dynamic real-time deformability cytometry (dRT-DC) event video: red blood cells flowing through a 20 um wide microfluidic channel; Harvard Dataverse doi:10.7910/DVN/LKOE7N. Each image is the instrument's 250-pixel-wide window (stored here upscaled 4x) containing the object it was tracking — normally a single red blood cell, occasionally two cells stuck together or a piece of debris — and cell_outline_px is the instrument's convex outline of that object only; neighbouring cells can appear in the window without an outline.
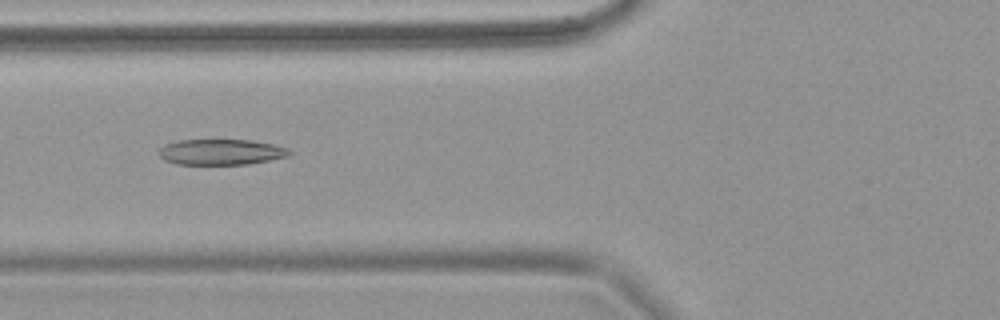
{"species": "common noctule bat (a hibernating species)", "species_latin": "Nyctalus noctula", "temperature_condition": "warm", "stored_images_in_passage": 59, "camera_frame_rate_fps": 3000, "um_per_image_px": 0.085, "animal": {"sex": "female", "body_mass_g": 18.4}, "frame": {"image": 1, "passage_image": 20, "time_ms": 6.333, "image_size_px": [1000, 320], "cell_outline_px": [[292, 152], [288, 156], [248, 164], [176, 164], [164, 160], [160, 156], [160, 148], [164, 144], [176, 140], [252, 140], [276, 144], [288, 148]], "centroid_in_image_um": [18.8, 12.91], "position_along_channel_um": 107.0, "area_um2": 19.59}}
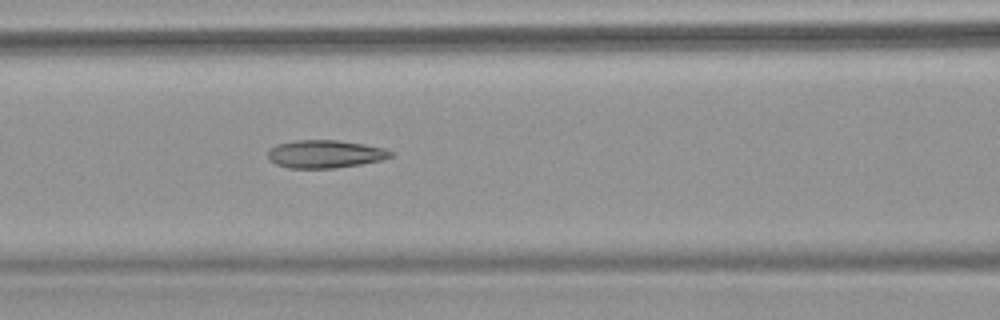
{"frame": {"image": 2, "passage_image": 23, "time_ms": 7.333, "image_size_px": [1000, 320], "cell_outline_px": [[396, 152], [392, 156], [380, 160], [360, 164], [336, 168], [288, 168], [276, 164], [268, 160], [268, 148], [276, 144], [296, 140], [336, 140], [364, 144], [384, 148]], "centroid_in_image_um": [27.61, 13.09], "position_along_channel_um": 139.0, "area_um2": 20.11}}
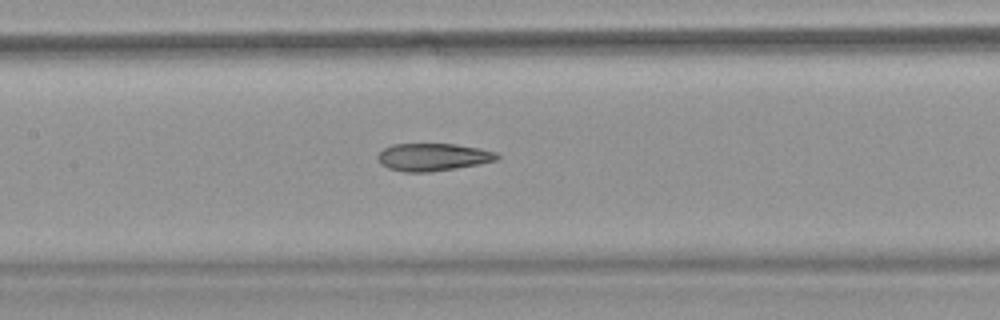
{"frame": {"image": 3, "passage_image": 26, "time_ms": 8.333, "image_size_px": [1000, 320], "cell_outline_px": [[500, 160], [480, 164], [456, 168], [428, 172], [404, 172], [388, 168], [380, 164], [376, 156], [384, 148], [392, 144], [456, 144], [480, 148], [496, 152], [500, 156]], "centroid_in_image_um": [36.82, 13.35], "position_along_channel_um": 170.6, "area_um2": 19.36}}